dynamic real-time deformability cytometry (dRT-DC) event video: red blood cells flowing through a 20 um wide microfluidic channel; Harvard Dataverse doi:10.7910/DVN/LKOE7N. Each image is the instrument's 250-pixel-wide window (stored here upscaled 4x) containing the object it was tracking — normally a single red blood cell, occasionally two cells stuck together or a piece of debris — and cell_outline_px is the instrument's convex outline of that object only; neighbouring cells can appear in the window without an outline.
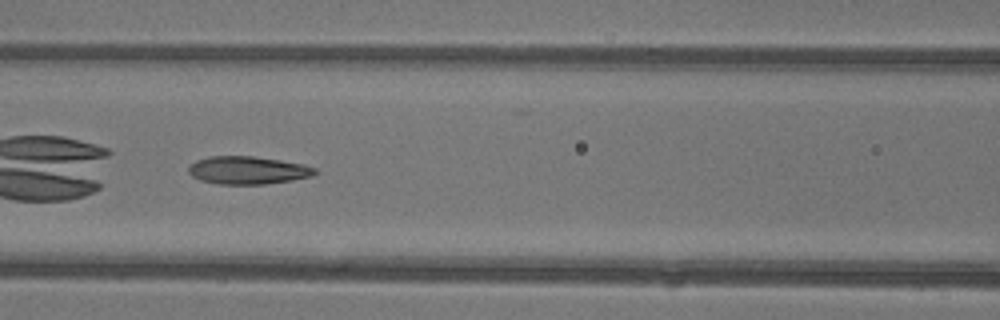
{"species": "common noctule bat (a hibernating species)", "species_latin": "Nyctalus noctula", "temperature_condition": "warm", "stored_images_in_passage": 5, "camera_frame_rate_fps": 3000, "um_per_image_px": 0.085, "animal": {"sex": "female"}, "frame": {"image": 1, "passage_image": 5, "time_ms": 1.333, "image_size_px": [1000, 320], "cell_outline_px": [[320, 172], [312, 176], [292, 180], [264, 184], [220, 184], [200, 180], [192, 176], [188, 172], [188, 168], [196, 160], [208, 156], [252, 156], [280, 160], [304, 164], [316, 168]], "centroid_in_image_um": [21.09, 14.47], "position_along_channel_um": 145.5, "area_um2": 20.58}}